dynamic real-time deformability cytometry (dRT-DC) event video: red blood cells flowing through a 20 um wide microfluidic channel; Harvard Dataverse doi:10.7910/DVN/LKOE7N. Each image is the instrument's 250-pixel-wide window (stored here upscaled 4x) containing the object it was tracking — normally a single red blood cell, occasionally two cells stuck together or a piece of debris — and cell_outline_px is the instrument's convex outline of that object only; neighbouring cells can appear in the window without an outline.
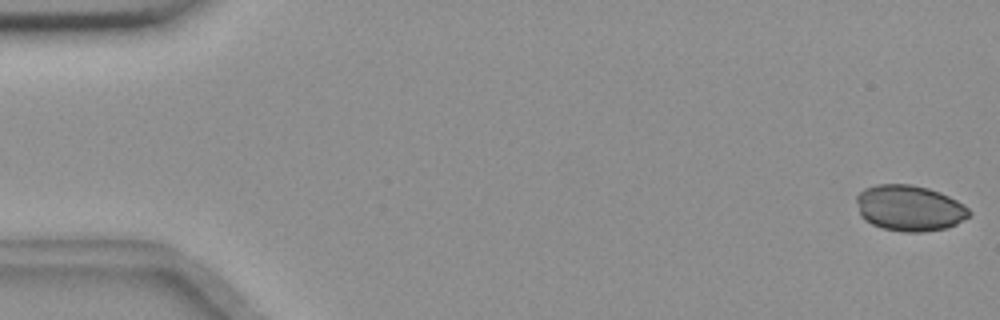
{"species": "common noctule bat (a hibernating species)", "species_latin": "Nyctalus noctula", "temperature_condition": "room temperature", "stored_images_in_passage": 56, "camera_frame_rate_fps": 3000, "um_per_image_px": 0.085, "animal": {"sex": "female", "body_mass_g": 18.4}, "frame": {"image": 1, "passage_image": 1, "time_ms": 0.0, "image_size_px": [1000, 320], "cell_outline_px": [[972, 212], [968, 216], [956, 224], [944, 228], [920, 232], [904, 232], [884, 228], [872, 224], [864, 220], [860, 216], [856, 200], [856, 196], [864, 188], [876, 184], [912, 184], [928, 188], [940, 192], [964, 204]], "centroid_in_image_um": [77.28, 17.67], "position_along_channel_um": 7.7, "area_um2": 30.11}}
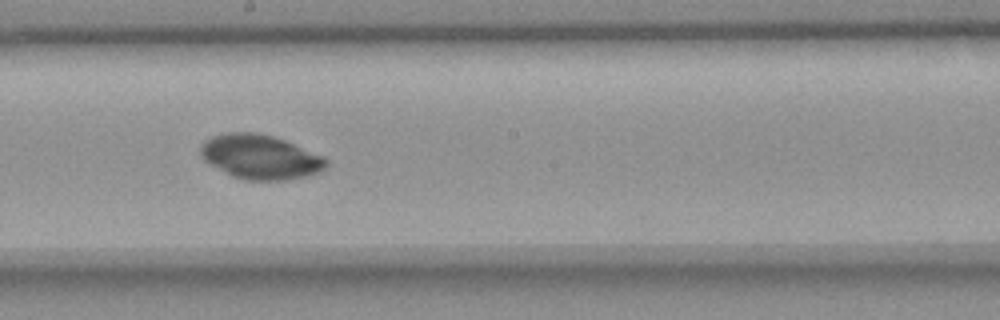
{"frame": {"image": 2, "passage_image": 31, "time_ms": 10.0, "image_size_px": [1000, 320], "cell_outline_px": [[328, 164], [320, 172], [308, 176], [284, 180], [244, 180], [232, 176], [204, 160], [200, 156], [200, 144], [204, 140], [212, 136], [228, 132], [256, 132], [272, 136], [284, 140], [324, 156], [328, 160]], "centroid_in_image_um": [22.12, 13.33], "position_along_channel_um": 226.1, "area_um2": 32.6}}
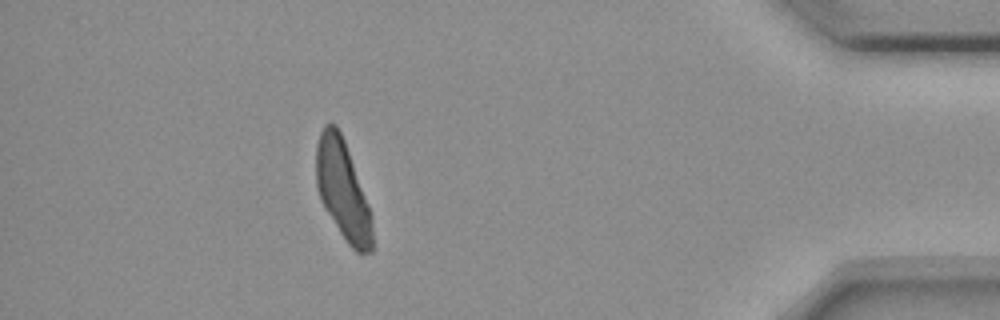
{"frame": {"image": 3, "passage_image": 50, "time_ms": 16.333, "image_size_px": [1000, 320], "cell_outline_px": [[372, 252], [356, 252], [348, 244], [324, 208], [320, 200], [316, 184], [316, 144], [320, 132], [328, 124], [336, 124], [344, 140], [368, 204], [372, 216]], "centroid_in_image_um": [29.11, 16.17], "position_along_channel_um": 406.1, "area_um2": 32.02}}